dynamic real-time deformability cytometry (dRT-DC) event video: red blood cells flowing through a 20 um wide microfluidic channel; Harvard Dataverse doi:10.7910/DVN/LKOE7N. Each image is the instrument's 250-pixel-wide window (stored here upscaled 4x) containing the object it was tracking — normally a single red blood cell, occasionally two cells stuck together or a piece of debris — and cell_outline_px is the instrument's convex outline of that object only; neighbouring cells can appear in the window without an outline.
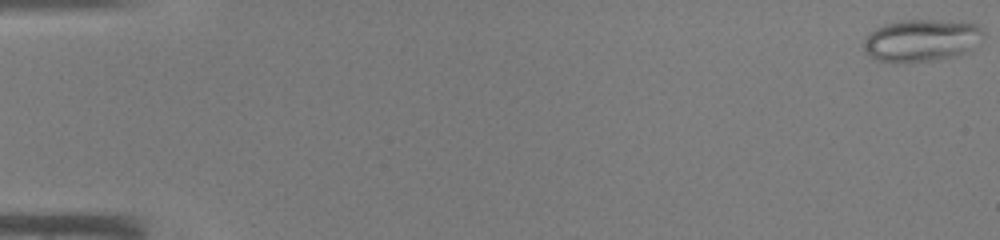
{"species": "common noctule bat (a hibernating species)", "species_latin": "Nyctalus noctula", "temperature_condition": "warm", "stored_images_in_passage": 45, "camera_frame_rate_fps": 3000, "um_per_image_px": 0.085, "animal": {"sex": "male", "body_mass_g": 19.0, "forearm_length_mm": 50.8}, "frame": {"image": 1, "passage_image": 1, "time_ms": 0.0, "image_size_px": [1000, 240], "cell_outline_px": [[984, 36], [968, 52], [952, 56], [932, 60], [876, 60], [864, 52], [864, 40], [868, 32], [884, 24], [900, 20], [932, 20], [976, 24], [984, 32]], "centroid_in_image_um": [78.3, 3.4], "position_along_channel_um": 6.7, "area_um2": 28.78}}
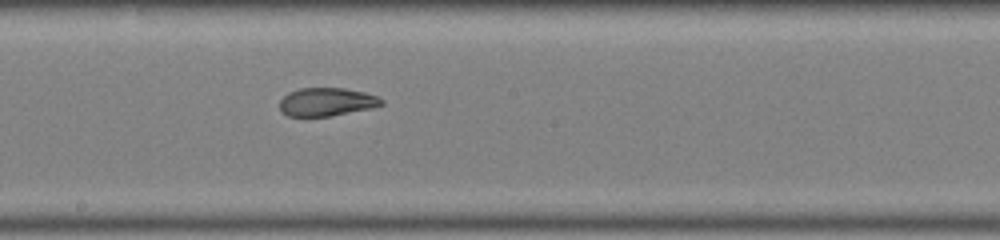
{"frame": {"image": 2, "passage_image": 26, "time_ms": 8.333, "image_size_px": [1000, 240], "cell_outline_px": [[384, 104], [372, 108], [332, 116], [288, 116], [280, 112], [280, 100], [288, 92], [300, 88], [344, 88], [364, 92], [376, 96], [384, 100]], "centroid_in_image_um": [27.76, 8.66], "position_along_channel_um": 220.4, "area_um2": 16.88}}
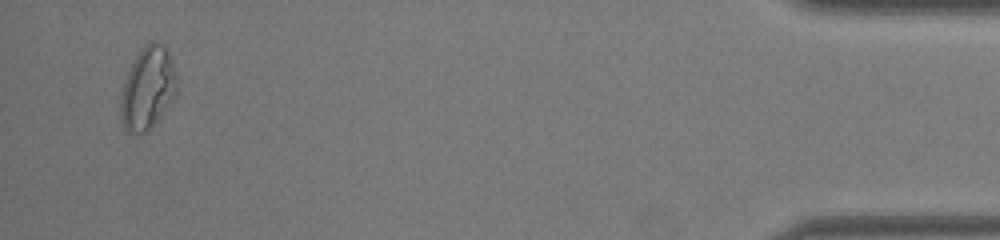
{"frame": {"image": 3, "passage_image": 44, "time_ms": 14.333, "image_size_px": [1000, 240], "cell_outline_px": [[176, 92], [172, 100], [152, 124], [144, 132], [128, 132], [124, 128], [120, 112], [120, 96], [124, 80], [140, 48], [144, 44], [164, 44], [168, 48], [176, 72]], "centroid_in_image_um": [12.54, 7.45], "position_along_channel_um": 422.7, "area_um2": 26.41}}